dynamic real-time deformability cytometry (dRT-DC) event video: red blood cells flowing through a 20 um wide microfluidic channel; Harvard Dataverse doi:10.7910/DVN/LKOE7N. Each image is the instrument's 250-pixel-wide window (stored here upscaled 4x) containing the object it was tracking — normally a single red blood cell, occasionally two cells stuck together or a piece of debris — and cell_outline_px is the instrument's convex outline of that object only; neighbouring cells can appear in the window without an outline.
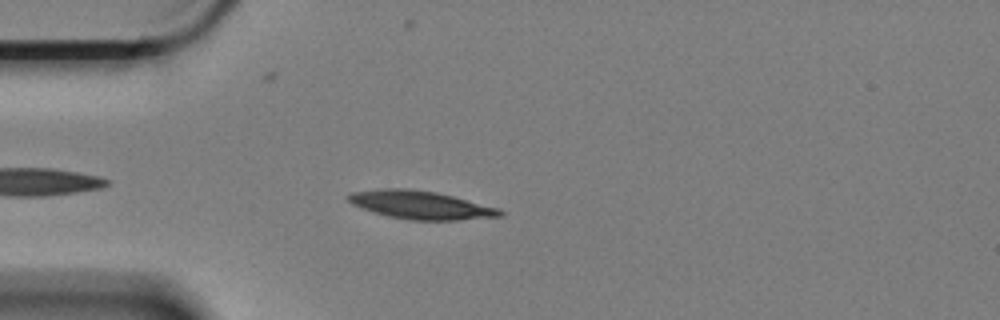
{"species": "Egyptian fruit bat (a non-hibernating species)", "species_latin": "Rousettus aegyptiacus", "temperature_condition": "cold", "stored_images_in_passage": 49, "camera_frame_rate_fps": 3000, "um_per_image_px": 0.085, "animal": {"sex": "female"}, "frame": {"image": 1, "passage_image": 5, "time_ms": 1.333, "image_size_px": [1000, 320], "cell_outline_px": [[504, 216], [460, 220], [408, 220], [388, 216], [352, 204], [348, 200], [348, 196], [352, 192], [384, 188], [404, 188], [436, 192], [500, 208], [504, 212]], "centroid_in_image_um": [35.82, 17.43], "position_along_channel_um": 49.2, "area_um2": 24.74}}
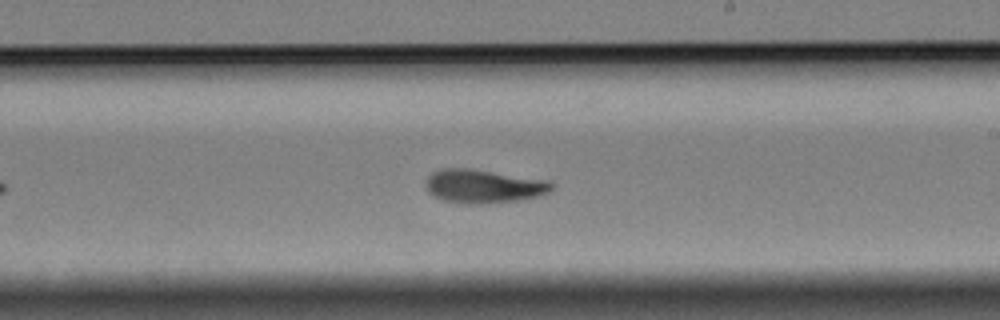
{"frame": {"image": 2, "passage_image": 24, "time_ms": 7.667, "image_size_px": [1000, 320], "cell_outline_px": [[556, 184], [548, 192], [536, 196], [520, 200], [484, 204], [460, 204], [444, 200], [428, 192], [424, 188], [428, 176], [432, 172], [440, 168], [468, 168], [552, 180]], "centroid_in_image_um": [41.11, 15.82], "position_along_channel_um": 247.9, "area_um2": 25.03}}
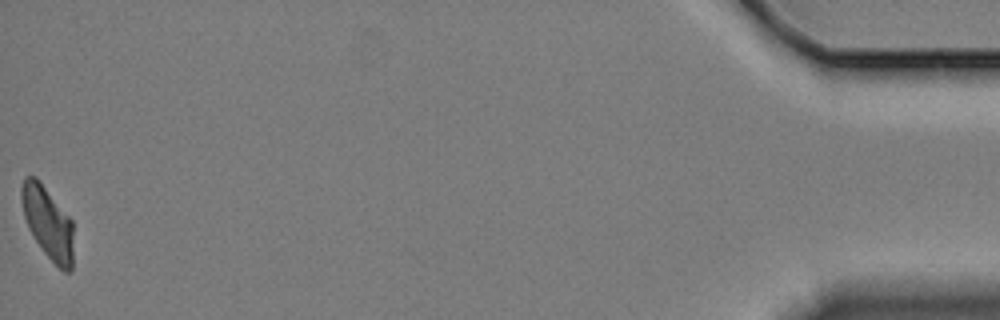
{"frame": {"image": 3, "passage_image": 49, "time_ms": 16.0, "image_size_px": [1000, 320], "cell_outline_px": [[72, 272], [64, 272], [44, 252], [28, 228], [24, 216], [20, 196], [20, 188], [24, 176], [36, 176], [40, 180], [72, 220]], "centroid_in_image_um": [4.04, 18.88], "position_along_channel_um": 431.2, "area_um2": 21.79}, "authors_computed_cell_mechanics": {"area_um2": 23.698, "velocity_mm_per_s": 3.3364, "shape_relaxation_time_tau1_ms": 5.5704, "shape_relaxation_time_tau2_ms": 3.6344, "deformation_change_tau1": 0.1481, "deformation_change_tau2": 0.0847}}